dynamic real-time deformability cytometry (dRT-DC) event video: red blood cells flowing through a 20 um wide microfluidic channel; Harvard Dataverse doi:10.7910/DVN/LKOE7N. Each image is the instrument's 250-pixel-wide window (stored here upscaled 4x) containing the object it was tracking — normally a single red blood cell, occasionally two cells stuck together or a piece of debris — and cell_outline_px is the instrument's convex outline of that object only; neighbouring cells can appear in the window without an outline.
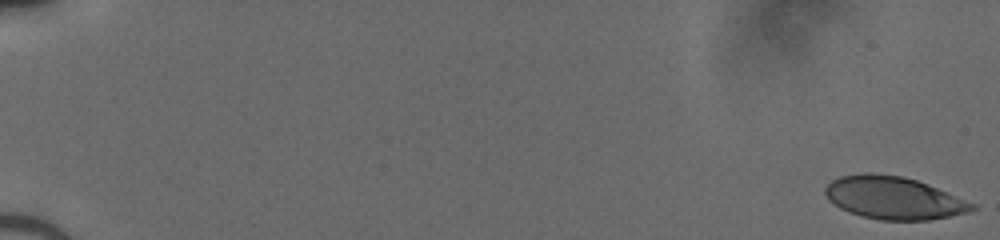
{"species": "human", "species_latin": "Homo sapiens", "temperature_condition": "cold", "stored_images_in_passage": 51, "camera_frame_rate_fps": 3000, "um_per_image_px": 0.085, "donor": {"sex": "male"}, "frame": {"image": 1, "passage_image": 1, "time_ms": 0.0, "image_size_px": [1000, 240], "cell_outline_px": [[976, 208], [968, 212], [952, 216], [928, 220], [880, 220], [860, 216], [848, 212], [840, 208], [824, 192], [824, 188], [832, 180], [840, 176], [864, 172], [872, 172], [904, 176], [928, 184], [976, 204]], "centroid_in_image_um": [75.97, 16.81], "position_along_channel_um": 9.0, "area_um2": 36.53}}
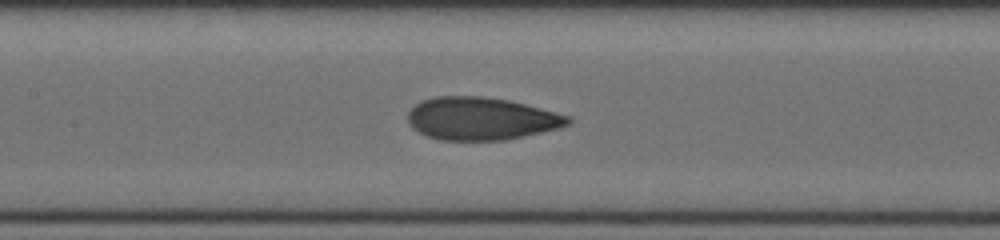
{"frame": {"image": 2, "passage_image": 27, "time_ms": 8.667, "image_size_px": [1000, 240], "cell_outline_px": [[572, 124], [560, 128], [524, 136], [504, 140], [436, 140], [412, 128], [408, 124], [408, 112], [416, 104], [424, 100], [436, 96], [484, 96], [508, 100], [572, 116]], "centroid_in_image_um": [40.93, 10.09], "position_along_channel_um": 166.5, "area_um2": 40.0}}
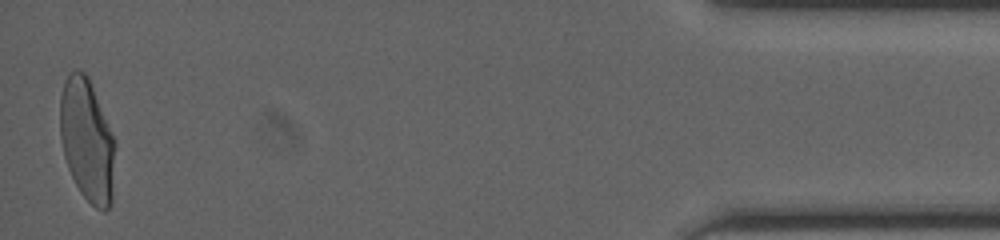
{"frame": {"image": 3, "passage_image": 51, "time_ms": 16.667, "image_size_px": [1000, 240], "cell_outline_px": [[116, 144], [112, 200], [108, 208], [104, 212], [96, 208], [80, 192], [68, 168], [64, 156], [60, 136], [60, 96], [64, 80], [68, 72], [84, 72], [88, 76]], "centroid_in_image_um": [7.4, 11.94], "position_along_channel_um": 427.8, "area_um2": 39.25}}